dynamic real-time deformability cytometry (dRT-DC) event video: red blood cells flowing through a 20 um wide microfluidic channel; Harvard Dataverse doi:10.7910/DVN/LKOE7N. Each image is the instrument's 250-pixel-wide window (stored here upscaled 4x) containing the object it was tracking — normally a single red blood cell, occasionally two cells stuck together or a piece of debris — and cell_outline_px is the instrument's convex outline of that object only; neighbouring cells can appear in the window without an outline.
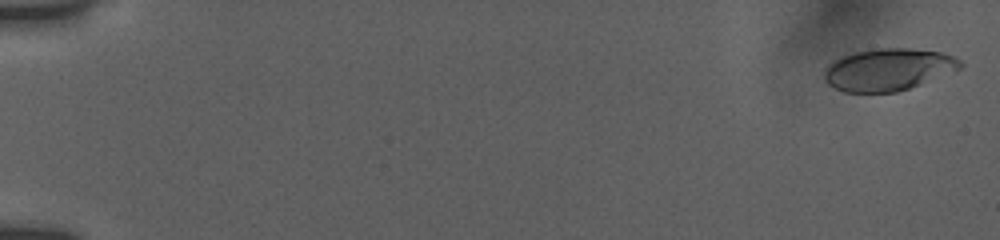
{"species": "human", "species_latin": "Homo sapiens", "temperature_condition": "room temperature", "stored_images_in_passage": 33, "camera_frame_rate_fps": 3000, "um_per_image_px": 0.085, "donor": {"sex": "female"}, "frame": {"image": 1, "passage_image": 2, "time_ms": 0.333, "image_size_px": [1000, 240], "cell_outline_px": [[964, 64], [960, 68], [908, 88], [896, 92], [844, 92], [828, 84], [824, 80], [824, 72], [828, 64], [832, 60], [840, 56], [856, 52], [876, 48], [908, 48], [940, 52], [956, 56]], "centroid_in_image_um": [75.46, 5.9], "position_along_channel_um": 9.5, "area_um2": 33.18}}
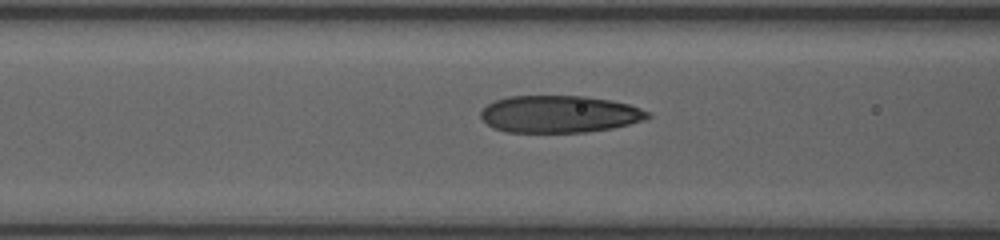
{"frame": {"image": 2, "passage_image": 21, "time_ms": 8.0, "image_size_px": [1000, 240], "cell_outline_px": [[652, 116], [644, 120], [612, 128], [588, 132], [508, 132], [496, 128], [488, 124], [480, 116], [480, 112], [488, 104], [496, 100], [508, 96], [584, 96], [608, 100], [628, 104], [640, 108], [648, 112]], "centroid_in_image_um": [47.55, 9.7], "position_along_channel_um": 119.0, "area_um2": 35.89}}
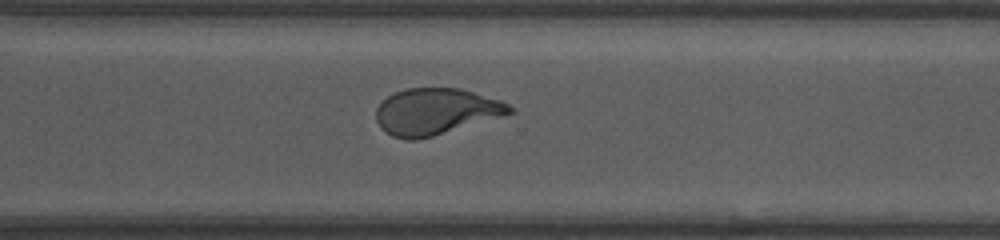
{"frame": {"image": 3, "passage_image": 33, "time_ms": 13.667, "image_size_px": [1000, 240], "cell_outline_px": [[516, 112], [432, 136], [416, 140], [408, 140], [392, 136], [380, 128], [376, 120], [376, 108], [388, 96], [404, 88], [460, 88], [500, 100], [516, 108]], "centroid_in_image_um": [37.04, 9.48], "position_along_channel_um": 333.6, "area_um2": 36.01}}